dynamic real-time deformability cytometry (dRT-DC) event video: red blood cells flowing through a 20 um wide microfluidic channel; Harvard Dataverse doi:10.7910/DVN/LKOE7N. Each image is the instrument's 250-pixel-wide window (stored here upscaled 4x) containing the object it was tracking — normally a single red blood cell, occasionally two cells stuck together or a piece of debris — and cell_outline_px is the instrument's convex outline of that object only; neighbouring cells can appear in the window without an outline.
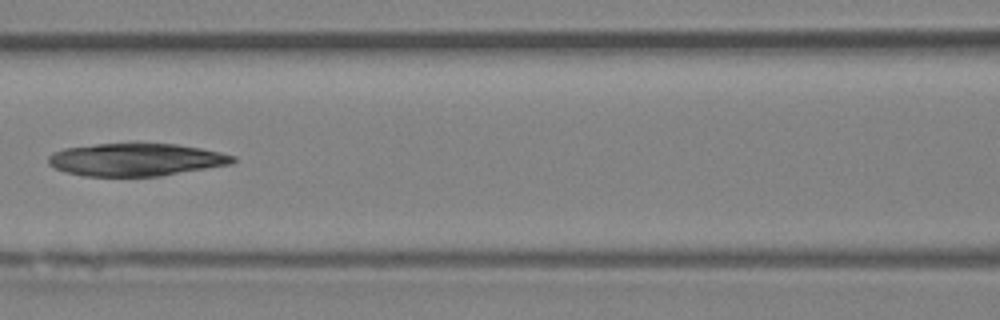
{"species": "Egyptian fruit bat (a non-hibernating species)", "species_latin": "Rousettus aegyptiacus", "temperature_condition": "room temperature", "stored_images_in_passage": 8, "camera_frame_rate_fps": 3000, "um_per_image_px": 0.085, "animal": {"sex": "female"}, "frame": {"image": 1, "passage_image": 6, "time_ms": 5.667, "image_size_px": [1000, 320], "cell_outline_px": [[236, 160], [232, 164], [160, 176], [84, 176], [64, 172], [48, 164], [48, 156], [52, 152], [64, 148], [96, 144], [176, 144], [200, 148], [220, 152], [236, 156]], "centroid_in_image_um": [11.54, 13.57], "position_along_channel_um": 155.1, "area_um2": 35.08}}
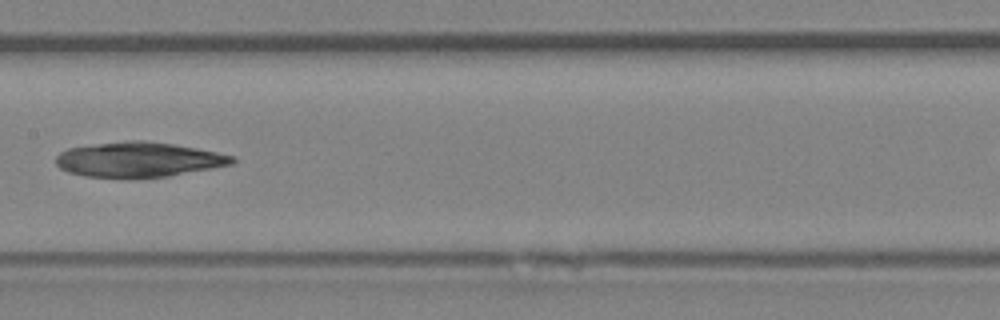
{"frame": {"image": 2, "passage_image": 7, "time_ms": 6.667, "image_size_px": [1000, 320], "cell_outline_px": [[236, 160], [232, 164], [212, 168], [168, 176], [84, 176], [68, 172], [60, 168], [56, 164], [56, 156], [60, 152], [68, 148], [132, 140], [144, 140], [172, 144], [196, 148], [236, 156]], "centroid_in_image_um": [11.8, 13.55], "position_along_channel_um": 195.6, "area_um2": 35.08}}